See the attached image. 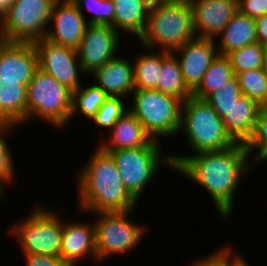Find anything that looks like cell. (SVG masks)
I'll list each match as a JSON object with an SVG mask.
<instances>
[{
  "mask_svg": "<svg viewBox=\"0 0 267 266\" xmlns=\"http://www.w3.org/2000/svg\"><path fill=\"white\" fill-rule=\"evenodd\" d=\"M174 172L201 185L210 194L218 214L231 218L239 184L252 166L244 143L220 151L169 153ZM249 161V163H247ZM244 175V176H243Z\"/></svg>",
  "mask_w": 267,
  "mask_h": 266,
  "instance_id": "1",
  "label": "cell"
},
{
  "mask_svg": "<svg viewBox=\"0 0 267 266\" xmlns=\"http://www.w3.org/2000/svg\"><path fill=\"white\" fill-rule=\"evenodd\" d=\"M94 151L78 170L75 179L81 212L92 214L136 209L139 201L125 188L112 156L98 146Z\"/></svg>",
  "mask_w": 267,
  "mask_h": 266,
  "instance_id": "2",
  "label": "cell"
},
{
  "mask_svg": "<svg viewBox=\"0 0 267 266\" xmlns=\"http://www.w3.org/2000/svg\"><path fill=\"white\" fill-rule=\"evenodd\" d=\"M194 38L190 2H172L150 5L147 26L139 41L144 48L173 52Z\"/></svg>",
  "mask_w": 267,
  "mask_h": 266,
  "instance_id": "3",
  "label": "cell"
},
{
  "mask_svg": "<svg viewBox=\"0 0 267 266\" xmlns=\"http://www.w3.org/2000/svg\"><path fill=\"white\" fill-rule=\"evenodd\" d=\"M182 132L194 154L220 151L237 144L210 104L194 96L182 102L178 134Z\"/></svg>",
  "mask_w": 267,
  "mask_h": 266,
  "instance_id": "4",
  "label": "cell"
},
{
  "mask_svg": "<svg viewBox=\"0 0 267 266\" xmlns=\"http://www.w3.org/2000/svg\"><path fill=\"white\" fill-rule=\"evenodd\" d=\"M73 91L55 77L35 70L27 85V121L38 117L55 128H65L70 121ZM33 118V119H32Z\"/></svg>",
  "mask_w": 267,
  "mask_h": 266,
  "instance_id": "5",
  "label": "cell"
},
{
  "mask_svg": "<svg viewBox=\"0 0 267 266\" xmlns=\"http://www.w3.org/2000/svg\"><path fill=\"white\" fill-rule=\"evenodd\" d=\"M62 214L53 208L35 206L8 231L14 234L22 254L60 256L63 232Z\"/></svg>",
  "mask_w": 267,
  "mask_h": 266,
  "instance_id": "6",
  "label": "cell"
},
{
  "mask_svg": "<svg viewBox=\"0 0 267 266\" xmlns=\"http://www.w3.org/2000/svg\"><path fill=\"white\" fill-rule=\"evenodd\" d=\"M131 97L133 105L128 106L129 111L153 140L178 135L182 106L180 99L156 89H135Z\"/></svg>",
  "mask_w": 267,
  "mask_h": 266,
  "instance_id": "7",
  "label": "cell"
},
{
  "mask_svg": "<svg viewBox=\"0 0 267 266\" xmlns=\"http://www.w3.org/2000/svg\"><path fill=\"white\" fill-rule=\"evenodd\" d=\"M134 213L135 209L93 213L97 214L94 220L97 262H104L114 254H126L140 244L147 227L133 222Z\"/></svg>",
  "mask_w": 267,
  "mask_h": 266,
  "instance_id": "8",
  "label": "cell"
},
{
  "mask_svg": "<svg viewBox=\"0 0 267 266\" xmlns=\"http://www.w3.org/2000/svg\"><path fill=\"white\" fill-rule=\"evenodd\" d=\"M160 148L161 145H145L109 152L117 165L125 188L137 201L142 197L153 176L158 173L160 166L163 168L164 164L174 171L169 153L162 155Z\"/></svg>",
  "mask_w": 267,
  "mask_h": 266,
  "instance_id": "9",
  "label": "cell"
},
{
  "mask_svg": "<svg viewBox=\"0 0 267 266\" xmlns=\"http://www.w3.org/2000/svg\"><path fill=\"white\" fill-rule=\"evenodd\" d=\"M56 0H13L3 15L8 42L34 43L45 37Z\"/></svg>",
  "mask_w": 267,
  "mask_h": 266,
  "instance_id": "10",
  "label": "cell"
},
{
  "mask_svg": "<svg viewBox=\"0 0 267 266\" xmlns=\"http://www.w3.org/2000/svg\"><path fill=\"white\" fill-rule=\"evenodd\" d=\"M120 36L112 25H87L77 49L78 60L87 77L118 55L116 52L120 50L122 43Z\"/></svg>",
  "mask_w": 267,
  "mask_h": 266,
  "instance_id": "11",
  "label": "cell"
},
{
  "mask_svg": "<svg viewBox=\"0 0 267 266\" xmlns=\"http://www.w3.org/2000/svg\"><path fill=\"white\" fill-rule=\"evenodd\" d=\"M38 56V67L75 91L85 76L78 60L77 50L55 44L45 37L33 43ZM80 73V74H79Z\"/></svg>",
  "mask_w": 267,
  "mask_h": 266,
  "instance_id": "12",
  "label": "cell"
},
{
  "mask_svg": "<svg viewBox=\"0 0 267 266\" xmlns=\"http://www.w3.org/2000/svg\"><path fill=\"white\" fill-rule=\"evenodd\" d=\"M53 22V23H51ZM45 38L49 41L77 50L88 25L72 0H56Z\"/></svg>",
  "mask_w": 267,
  "mask_h": 266,
  "instance_id": "13",
  "label": "cell"
},
{
  "mask_svg": "<svg viewBox=\"0 0 267 266\" xmlns=\"http://www.w3.org/2000/svg\"><path fill=\"white\" fill-rule=\"evenodd\" d=\"M197 38L216 39L238 9V0H190Z\"/></svg>",
  "mask_w": 267,
  "mask_h": 266,
  "instance_id": "14",
  "label": "cell"
},
{
  "mask_svg": "<svg viewBox=\"0 0 267 266\" xmlns=\"http://www.w3.org/2000/svg\"><path fill=\"white\" fill-rule=\"evenodd\" d=\"M216 45L214 39L196 37L173 51L179 61L185 83L192 91L199 85L218 54Z\"/></svg>",
  "mask_w": 267,
  "mask_h": 266,
  "instance_id": "15",
  "label": "cell"
},
{
  "mask_svg": "<svg viewBox=\"0 0 267 266\" xmlns=\"http://www.w3.org/2000/svg\"><path fill=\"white\" fill-rule=\"evenodd\" d=\"M60 247V257L70 266L78 264L93 256L97 261L94 222H64ZM82 260V261H81Z\"/></svg>",
  "mask_w": 267,
  "mask_h": 266,
  "instance_id": "16",
  "label": "cell"
},
{
  "mask_svg": "<svg viewBox=\"0 0 267 266\" xmlns=\"http://www.w3.org/2000/svg\"><path fill=\"white\" fill-rule=\"evenodd\" d=\"M37 68L33 43L8 42L0 52V79L19 80L27 86Z\"/></svg>",
  "mask_w": 267,
  "mask_h": 266,
  "instance_id": "17",
  "label": "cell"
},
{
  "mask_svg": "<svg viewBox=\"0 0 267 266\" xmlns=\"http://www.w3.org/2000/svg\"><path fill=\"white\" fill-rule=\"evenodd\" d=\"M91 77L108 96L128 99L135 90L133 63L122 56L117 55L107 61L96 69Z\"/></svg>",
  "mask_w": 267,
  "mask_h": 266,
  "instance_id": "18",
  "label": "cell"
},
{
  "mask_svg": "<svg viewBox=\"0 0 267 266\" xmlns=\"http://www.w3.org/2000/svg\"><path fill=\"white\" fill-rule=\"evenodd\" d=\"M109 131L106 141L101 139L97 145L102 151L109 153L118 149L136 148L145 145H161L160 141L153 140L143 125L128 110L114 124Z\"/></svg>",
  "mask_w": 267,
  "mask_h": 266,
  "instance_id": "19",
  "label": "cell"
},
{
  "mask_svg": "<svg viewBox=\"0 0 267 266\" xmlns=\"http://www.w3.org/2000/svg\"><path fill=\"white\" fill-rule=\"evenodd\" d=\"M261 105L245 95H240L222 118L226 131L237 143H246L255 130Z\"/></svg>",
  "mask_w": 267,
  "mask_h": 266,
  "instance_id": "20",
  "label": "cell"
},
{
  "mask_svg": "<svg viewBox=\"0 0 267 266\" xmlns=\"http://www.w3.org/2000/svg\"><path fill=\"white\" fill-rule=\"evenodd\" d=\"M0 123H28L27 86L19 84V80L0 79Z\"/></svg>",
  "mask_w": 267,
  "mask_h": 266,
  "instance_id": "21",
  "label": "cell"
},
{
  "mask_svg": "<svg viewBox=\"0 0 267 266\" xmlns=\"http://www.w3.org/2000/svg\"><path fill=\"white\" fill-rule=\"evenodd\" d=\"M218 38L220 41H217ZM215 42H220L217 49L218 53L223 55L258 42L255 19L238 10Z\"/></svg>",
  "mask_w": 267,
  "mask_h": 266,
  "instance_id": "22",
  "label": "cell"
},
{
  "mask_svg": "<svg viewBox=\"0 0 267 266\" xmlns=\"http://www.w3.org/2000/svg\"><path fill=\"white\" fill-rule=\"evenodd\" d=\"M115 7V30L133 34L138 39L145 32L150 4L148 0H112ZM120 30V31H119Z\"/></svg>",
  "mask_w": 267,
  "mask_h": 266,
  "instance_id": "23",
  "label": "cell"
},
{
  "mask_svg": "<svg viewBox=\"0 0 267 266\" xmlns=\"http://www.w3.org/2000/svg\"><path fill=\"white\" fill-rule=\"evenodd\" d=\"M156 90L182 102L192 96V90L185 83L179 61L173 52L162 51V69Z\"/></svg>",
  "mask_w": 267,
  "mask_h": 266,
  "instance_id": "24",
  "label": "cell"
},
{
  "mask_svg": "<svg viewBox=\"0 0 267 266\" xmlns=\"http://www.w3.org/2000/svg\"><path fill=\"white\" fill-rule=\"evenodd\" d=\"M133 63L135 89H156L162 69V51L144 48Z\"/></svg>",
  "mask_w": 267,
  "mask_h": 266,
  "instance_id": "25",
  "label": "cell"
},
{
  "mask_svg": "<svg viewBox=\"0 0 267 266\" xmlns=\"http://www.w3.org/2000/svg\"><path fill=\"white\" fill-rule=\"evenodd\" d=\"M233 75L229 57L218 53L199 85L192 91V96L204 99L208 94L226 84V81Z\"/></svg>",
  "mask_w": 267,
  "mask_h": 266,
  "instance_id": "26",
  "label": "cell"
},
{
  "mask_svg": "<svg viewBox=\"0 0 267 266\" xmlns=\"http://www.w3.org/2000/svg\"><path fill=\"white\" fill-rule=\"evenodd\" d=\"M108 97L105 91L96 84L87 86L86 88H83L81 85L73 91L70 120L74 116H79V113L92 120Z\"/></svg>",
  "mask_w": 267,
  "mask_h": 266,
  "instance_id": "27",
  "label": "cell"
},
{
  "mask_svg": "<svg viewBox=\"0 0 267 266\" xmlns=\"http://www.w3.org/2000/svg\"><path fill=\"white\" fill-rule=\"evenodd\" d=\"M243 95L267 106V72L264 68L248 70L236 75Z\"/></svg>",
  "mask_w": 267,
  "mask_h": 266,
  "instance_id": "28",
  "label": "cell"
},
{
  "mask_svg": "<svg viewBox=\"0 0 267 266\" xmlns=\"http://www.w3.org/2000/svg\"><path fill=\"white\" fill-rule=\"evenodd\" d=\"M230 59L233 74L263 68V46L256 42L227 54Z\"/></svg>",
  "mask_w": 267,
  "mask_h": 266,
  "instance_id": "29",
  "label": "cell"
},
{
  "mask_svg": "<svg viewBox=\"0 0 267 266\" xmlns=\"http://www.w3.org/2000/svg\"><path fill=\"white\" fill-rule=\"evenodd\" d=\"M242 95L239 80L234 74L226 84L222 85L217 91L208 94L204 99L214 109L215 113L223 118L237 98Z\"/></svg>",
  "mask_w": 267,
  "mask_h": 266,
  "instance_id": "30",
  "label": "cell"
},
{
  "mask_svg": "<svg viewBox=\"0 0 267 266\" xmlns=\"http://www.w3.org/2000/svg\"><path fill=\"white\" fill-rule=\"evenodd\" d=\"M81 14L84 16V10L91 12L87 19L88 24H107L115 28V7L112 0H72ZM86 6V7H85Z\"/></svg>",
  "mask_w": 267,
  "mask_h": 266,
  "instance_id": "31",
  "label": "cell"
},
{
  "mask_svg": "<svg viewBox=\"0 0 267 266\" xmlns=\"http://www.w3.org/2000/svg\"><path fill=\"white\" fill-rule=\"evenodd\" d=\"M245 147L249 157L253 155L252 152L257 151L256 157L252 160L253 164L267 161V106H261L257 115L255 130L252 136L245 143ZM257 162V163H255Z\"/></svg>",
  "mask_w": 267,
  "mask_h": 266,
  "instance_id": "32",
  "label": "cell"
},
{
  "mask_svg": "<svg viewBox=\"0 0 267 266\" xmlns=\"http://www.w3.org/2000/svg\"><path fill=\"white\" fill-rule=\"evenodd\" d=\"M15 128V125L0 123V183L4 186L7 183H15L16 168L13 154L8 142L5 140L7 135ZM6 136V137H5ZM15 171V172H14Z\"/></svg>",
  "mask_w": 267,
  "mask_h": 266,
  "instance_id": "33",
  "label": "cell"
},
{
  "mask_svg": "<svg viewBox=\"0 0 267 266\" xmlns=\"http://www.w3.org/2000/svg\"><path fill=\"white\" fill-rule=\"evenodd\" d=\"M125 100L127 99L123 97L109 96L92 118V122H94L97 127L110 131L117 120L129 110V108L125 106Z\"/></svg>",
  "mask_w": 267,
  "mask_h": 266,
  "instance_id": "34",
  "label": "cell"
},
{
  "mask_svg": "<svg viewBox=\"0 0 267 266\" xmlns=\"http://www.w3.org/2000/svg\"><path fill=\"white\" fill-rule=\"evenodd\" d=\"M26 266H70L60 256L46 254H23Z\"/></svg>",
  "mask_w": 267,
  "mask_h": 266,
  "instance_id": "35",
  "label": "cell"
},
{
  "mask_svg": "<svg viewBox=\"0 0 267 266\" xmlns=\"http://www.w3.org/2000/svg\"><path fill=\"white\" fill-rule=\"evenodd\" d=\"M238 9L255 19L267 14V0H238Z\"/></svg>",
  "mask_w": 267,
  "mask_h": 266,
  "instance_id": "36",
  "label": "cell"
},
{
  "mask_svg": "<svg viewBox=\"0 0 267 266\" xmlns=\"http://www.w3.org/2000/svg\"><path fill=\"white\" fill-rule=\"evenodd\" d=\"M214 251L209 256L198 258L191 266H227V244Z\"/></svg>",
  "mask_w": 267,
  "mask_h": 266,
  "instance_id": "37",
  "label": "cell"
},
{
  "mask_svg": "<svg viewBox=\"0 0 267 266\" xmlns=\"http://www.w3.org/2000/svg\"><path fill=\"white\" fill-rule=\"evenodd\" d=\"M257 41L263 45L267 44V14L255 18Z\"/></svg>",
  "mask_w": 267,
  "mask_h": 266,
  "instance_id": "38",
  "label": "cell"
},
{
  "mask_svg": "<svg viewBox=\"0 0 267 266\" xmlns=\"http://www.w3.org/2000/svg\"><path fill=\"white\" fill-rule=\"evenodd\" d=\"M228 247L229 246H227V266H250L243 256L236 251L234 252L232 249H230L231 247ZM232 252H234V254Z\"/></svg>",
  "mask_w": 267,
  "mask_h": 266,
  "instance_id": "39",
  "label": "cell"
},
{
  "mask_svg": "<svg viewBox=\"0 0 267 266\" xmlns=\"http://www.w3.org/2000/svg\"><path fill=\"white\" fill-rule=\"evenodd\" d=\"M13 0H0V12L4 15L12 4Z\"/></svg>",
  "mask_w": 267,
  "mask_h": 266,
  "instance_id": "40",
  "label": "cell"
},
{
  "mask_svg": "<svg viewBox=\"0 0 267 266\" xmlns=\"http://www.w3.org/2000/svg\"><path fill=\"white\" fill-rule=\"evenodd\" d=\"M190 0H148L150 5L172 2H189Z\"/></svg>",
  "mask_w": 267,
  "mask_h": 266,
  "instance_id": "41",
  "label": "cell"
},
{
  "mask_svg": "<svg viewBox=\"0 0 267 266\" xmlns=\"http://www.w3.org/2000/svg\"><path fill=\"white\" fill-rule=\"evenodd\" d=\"M7 43H8V40L6 38V34L2 30V28H0V52L6 46Z\"/></svg>",
  "mask_w": 267,
  "mask_h": 266,
  "instance_id": "42",
  "label": "cell"
},
{
  "mask_svg": "<svg viewBox=\"0 0 267 266\" xmlns=\"http://www.w3.org/2000/svg\"><path fill=\"white\" fill-rule=\"evenodd\" d=\"M262 46H263V56H264V66H263V68L267 72V44H263Z\"/></svg>",
  "mask_w": 267,
  "mask_h": 266,
  "instance_id": "43",
  "label": "cell"
},
{
  "mask_svg": "<svg viewBox=\"0 0 267 266\" xmlns=\"http://www.w3.org/2000/svg\"><path fill=\"white\" fill-rule=\"evenodd\" d=\"M5 187L0 183V198L2 199V197L4 196V193H5Z\"/></svg>",
  "mask_w": 267,
  "mask_h": 266,
  "instance_id": "44",
  "label": "cell"
},
{
  "mask_svg": "<svg viewBox=\"0 0 267 266\" xmlns=\"http://www.w3.org/2000/svg\"><path fill=\"white\" fill-rule=\"evenodd\" d=\"M3 27V14L0 12V28Z\"/></svg>",
  "mask_w": 267,
  "mask_h": 266,
  "instance_id": "45",
  "label": "cell"
}]
</instances>
